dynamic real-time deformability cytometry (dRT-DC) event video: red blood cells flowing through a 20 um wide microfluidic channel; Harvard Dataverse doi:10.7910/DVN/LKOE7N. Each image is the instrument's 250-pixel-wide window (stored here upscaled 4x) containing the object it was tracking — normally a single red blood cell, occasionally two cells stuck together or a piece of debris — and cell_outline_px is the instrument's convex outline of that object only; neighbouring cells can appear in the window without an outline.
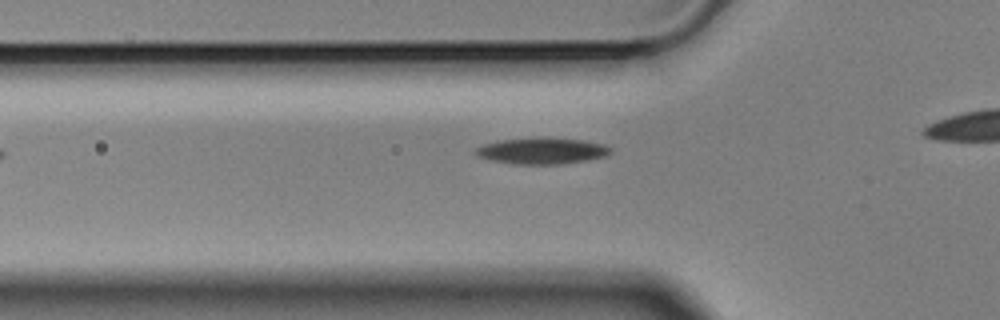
{"species": "Egyptian fruit bat (a non-hibernating species)", "species_latin": "Rousettus aegyptiacus", "temperature_condition": "cold", "stored_images_in_passage": 31, "camera_frame_rate_fps": 3000, "um_per_image_px": 0.085, "animal": {"sex": "male"}, "frame": {"image": 1, "passage_image": 4, "time_ms": 1.0, "image_size_px": [1000, 320], "cell_outline_px": [[612, 152], [604, 156], [588, 160], [560, 164], [512, 164], [492, 160], [476, 156], [476, 148], [484, 144], [500, 140], [540, 136], [584, 140], [604, 144], [612, 148]], "centroid_in_image_um": [46.08, 12.81], "position_along_channel_um": 79.7, "area_um2": 20.92}}
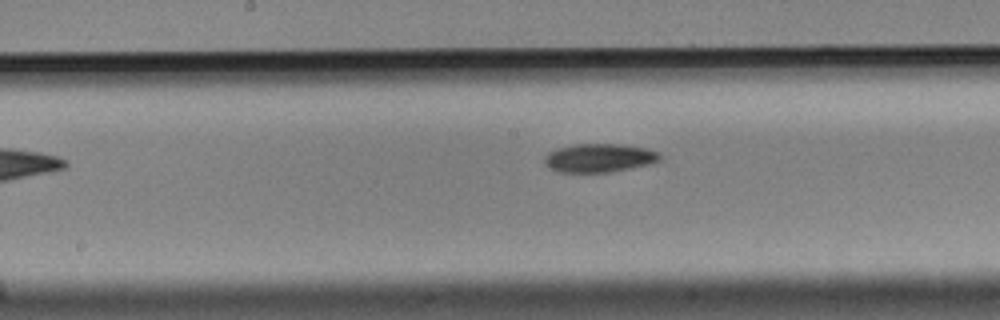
{"frame": {"image": 2, "passage_image": 14, "time_ms": 4.333, "image_size_px": [1000, 320], "cell_outline_px": [[660, 160], [648, 164], [608, 172], [560, 172], [544, 164], [544, 156], [548, 152], [556, 148], [576, 144], [616, 144], [648, 148], [660, 152]], "centroid_in_image_um": [50.91, 13.41], "position_along_channel_um": 197.3, "area_um2": 19.07}}
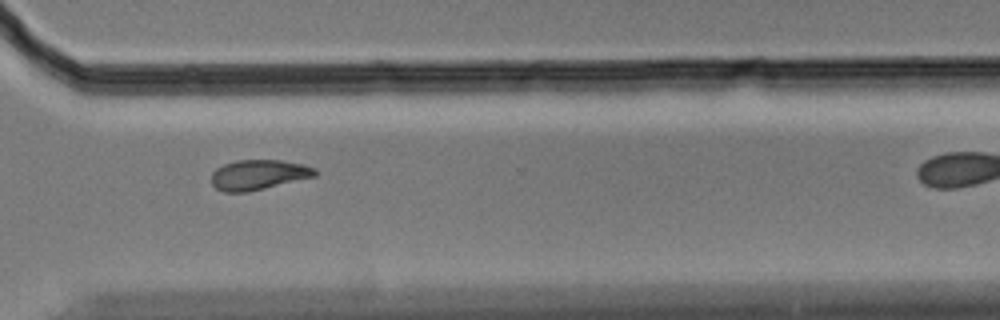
{"frame": {"image": 3, "passage_image": 27, "time_ms": 8.667, "image_size_px": [1000, 320], "cell_outline_px": [[316, 176], [248, 192], [224, 192], [216, 188], [212, 184], [212, 172], [216, 168], [224, 164], [236, 160], [280, 160], [300, 164], [316, 168]], "centroid_in_image_um": [21.95, 14.85], "position_along_channel_um": 348.7, "area_um2": 18.03}}